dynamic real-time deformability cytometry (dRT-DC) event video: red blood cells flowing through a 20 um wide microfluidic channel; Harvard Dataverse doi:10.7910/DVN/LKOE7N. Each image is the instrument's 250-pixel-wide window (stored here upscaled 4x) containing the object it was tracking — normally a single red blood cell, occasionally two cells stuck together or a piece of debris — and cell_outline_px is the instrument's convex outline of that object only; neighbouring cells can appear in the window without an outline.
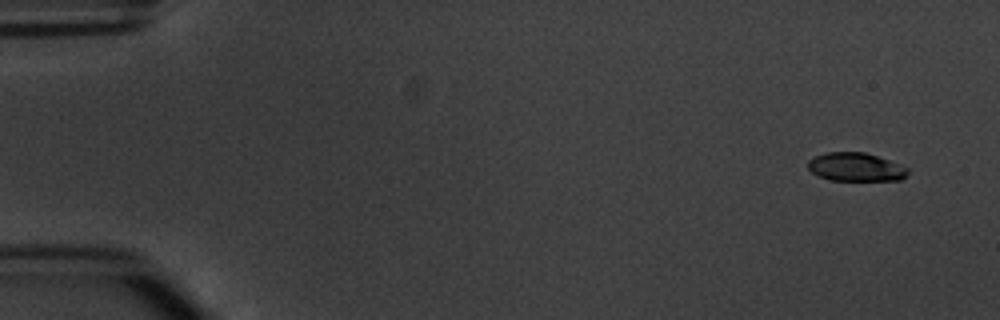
{"species": "common noctule bat (a hibernating species)", "species_latin": "Nyctalus noctula", "temperature_condition": "warm", "stored_images_in_passage": 2, "camera_frame_rate_fps": 3000, "um_per_image_px": 0.085, "animal": {"sex": "male", "body_mass_g": 20.1, "forearm_length_mm": 53.5}, "frame": {"image": 1, "passage_image": 2, "time_ms": 2.0, "image_size_px": [1000, 320], "cell_outline_px": [[908, 172], [900, 180], [832, 180], [820, 176], [812, 172], [808, 168], [808, 160], [816, 156], [828, 152], [864, 152], [888, 160], [908, 168]], "centroid_in_image_um": [72.72, 14.19], "position_along_channel_um": 12.3, "area_um2": 16.24}}